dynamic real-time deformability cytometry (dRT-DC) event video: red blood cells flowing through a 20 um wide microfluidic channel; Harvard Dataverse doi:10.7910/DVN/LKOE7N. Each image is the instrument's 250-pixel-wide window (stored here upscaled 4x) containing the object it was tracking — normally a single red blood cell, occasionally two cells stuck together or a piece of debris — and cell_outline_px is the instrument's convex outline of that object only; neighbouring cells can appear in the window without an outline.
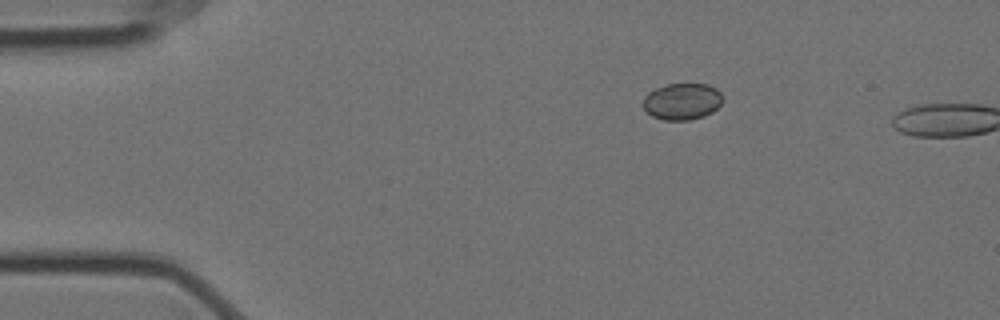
{"species": "Egyptian fruit bat (a non-hibernating species)", "species_latin": "Rousettus aegyptiacus", "temperature_condition": "cold", "stored_images_in_passage": 2, "camera_frame_rate_fps": 3000, "um_per_image_px": 0.085, "animal": {"sex": "female"}, "frame": {"image": 1, "passage_image": 1, "time_ms": 0.0, "image_size_px": [1000, 320], "cell_outline_px": [[724, 100], [712, 112], [704, 116], [688, 120], [664, 120], [652, 116], [644, 108], [644, 96], [648, 92], [656, 88], [668, 84], [708, 84], [716, 88], [724, 96]], "centroid_in_image_um": [58.01, 8.61], "position_along_channel_um": 27.0, "area_um2": 16.99}}